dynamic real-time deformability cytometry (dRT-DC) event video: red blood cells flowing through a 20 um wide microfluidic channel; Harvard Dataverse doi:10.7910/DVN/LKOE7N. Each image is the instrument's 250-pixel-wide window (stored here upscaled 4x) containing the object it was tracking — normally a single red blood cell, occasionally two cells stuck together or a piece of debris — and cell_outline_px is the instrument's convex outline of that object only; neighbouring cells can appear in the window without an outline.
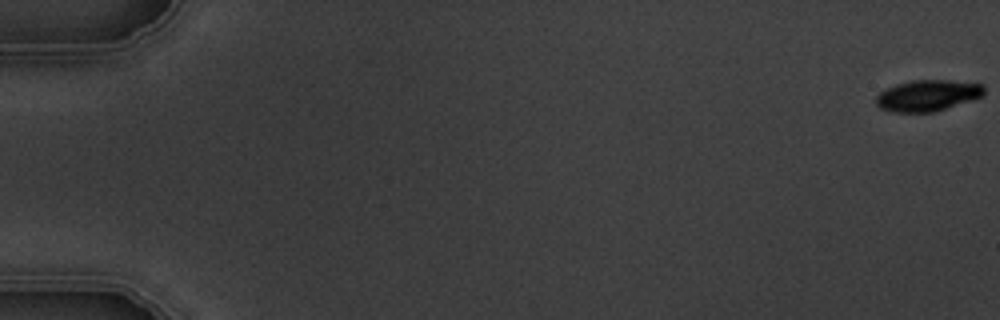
{"species": "common noctule bat (a hibernating species)", "species_latin": "Nyctalus noctula", "temperature_condition": "warm", "stored_images_in_passage": 6, "camera_frame_rate_fps": 3000, "um_per_image_px": 0.085, "animal": {"sex": "male", "body_mass_g": 19.5, "forearm_length_mm": 54.6}, "frame": {"image": 1, "passage_image": 1, "time_ms": 0.0, "image_size_px": [1000, 320], "cell_outline_px": [[984, 96], [932, 112], [888, 112], [880, 108], [876, 104], [876, 96], [880, 92], [896, 84], [912, 80], [948, 80], [984, 84]], "centroid_in_image_um": [78.83, 8.11], "position_along_channel_um": 6.2, "area_um2": 19.59}}
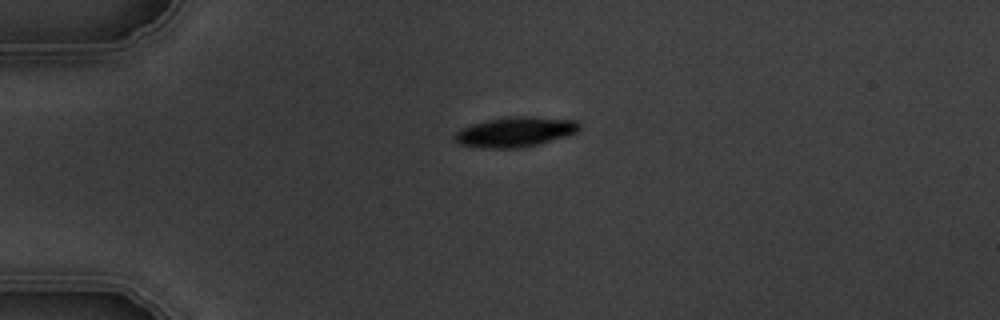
{"frame": {"image": 2, "passage_image": 5, "time_ms": 4.667, "image_size_px": [1000, 320], "cell_outline_px": [[580, 132], [568, 136], [540, 144], [524, 148], [484, 148], [456, 144], [452, 140], [452, 136], [460, 128], [472, 124], [488, 120], [508, 116], [532, 116], [576, 120], [580, 124]], "centroid_in_image_um": [43.79, 11.22], "position_along_channel_um": 41.2, "area_um2": 22.37}}